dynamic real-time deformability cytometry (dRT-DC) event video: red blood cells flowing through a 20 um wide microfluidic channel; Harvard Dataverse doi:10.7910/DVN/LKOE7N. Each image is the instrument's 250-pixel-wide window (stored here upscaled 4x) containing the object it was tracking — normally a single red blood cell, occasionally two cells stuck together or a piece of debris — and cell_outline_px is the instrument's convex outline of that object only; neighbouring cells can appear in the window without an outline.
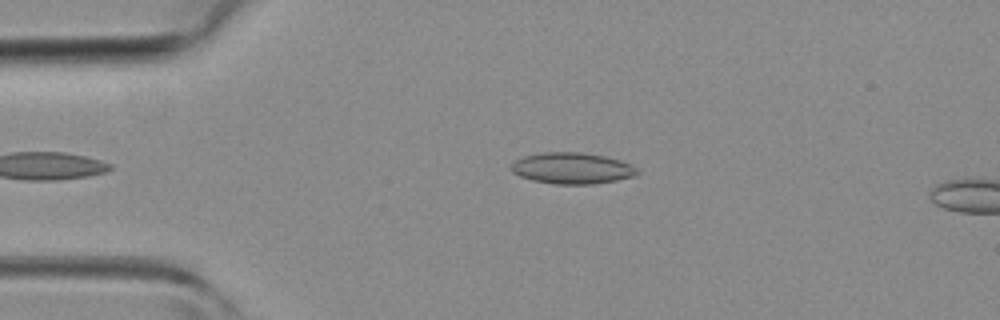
{"species": "common noctule bat (a hibernating species)", "species_latin": "Nyctalus noctula", "temperature_condition": "room temperature", "stored_images_in_passage": 4, "camera_frame_rate_fps": 3000, "um_per_image_px": 0.085, "animal": {"sex": "female", "body_mass_g": 19.3, "forearm_length_mm": 54.1}, "frame": {"image": 1, "passage_image": 2, "time_ms": 0.333, "image_size_px": [1000, 320], "cell_outline_px": [[640, 172], [636, 176], [616, 180], [592, 184], [556, 184], [532, 180], [520, 176], [512, 172], [512, 164], [516, 160], [524, 156], [540, 152], [580, 152], [604, 156], [620, 160], [632, 164]], "centroid_in_image_um": [48.65, 14.3], "position_along_channel_um": 36.3, "area_um2": 22.95}}